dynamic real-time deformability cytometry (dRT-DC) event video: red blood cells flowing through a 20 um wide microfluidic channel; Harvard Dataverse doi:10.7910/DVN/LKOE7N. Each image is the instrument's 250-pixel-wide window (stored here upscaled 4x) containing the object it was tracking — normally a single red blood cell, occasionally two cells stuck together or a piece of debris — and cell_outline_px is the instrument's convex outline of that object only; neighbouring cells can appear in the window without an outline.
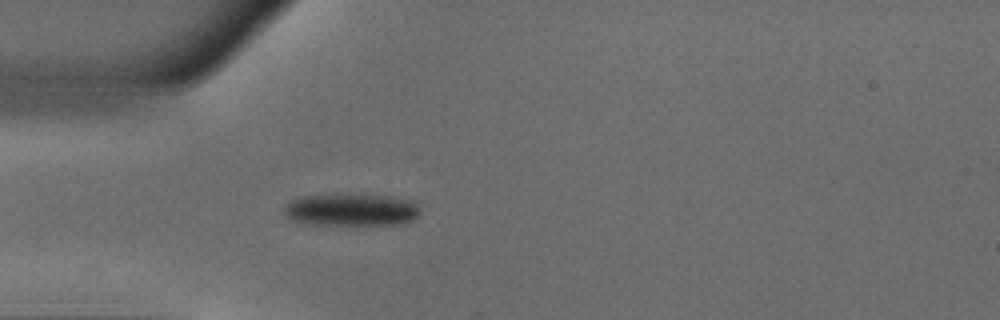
{"species": "common noctule bat (a hibernating species)", "species_latin": "Nyctalus noctula", "temperature_condition": "warm", "stored_images_in_passage": 51, "camera_frame_rate_fps": 3000, "um_per_image_px": 0.085, "animal": {"sex": "male", "body_mass_g": 18.8}, "frame": {"image": 1, "passage_image": 14, "time_ms": 4.333, "image_size_px": [1000, 320], "cell_outline_px": [[420, 212], [412, 220], [404, 224], [304, 224], [292, 220], [284, 216], [284, 208], [292, 200], [304, 196], [388, 196], [416, 200], [420, 204]], "centroid_in_image_um": [29.93, 17.86], "position_along_channel_um": 55.1, "area_um2": 25.2}}
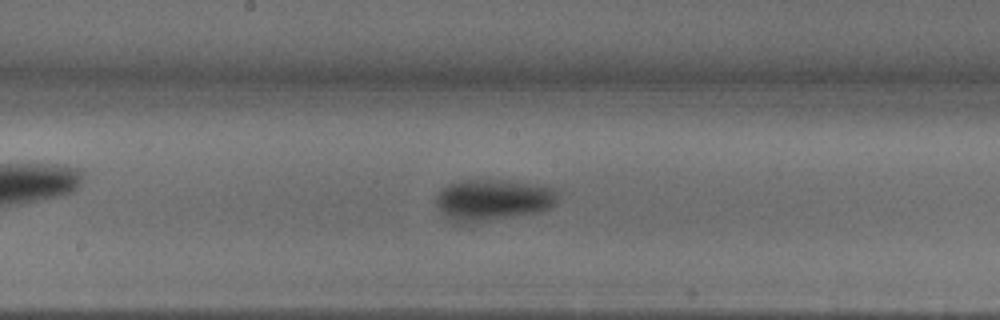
{"frame": {"image": 2, "passage_image": 26, "time_ms": 8.333, "image_size_px": [1000, 320], "cell_outline_px": [[556, 204], [552, 208], [540, 212], [464, 224], [460, 224], [452, 220], [440, 212], [436, 204], [436, 192], [440, 188], [456, 180], [508, 180], [552, 188], [556, 192]], "centroid_in_image_um": [41.83, 16.99], "position_along_channel_um": 206.4, "area_um2": 29.54}}
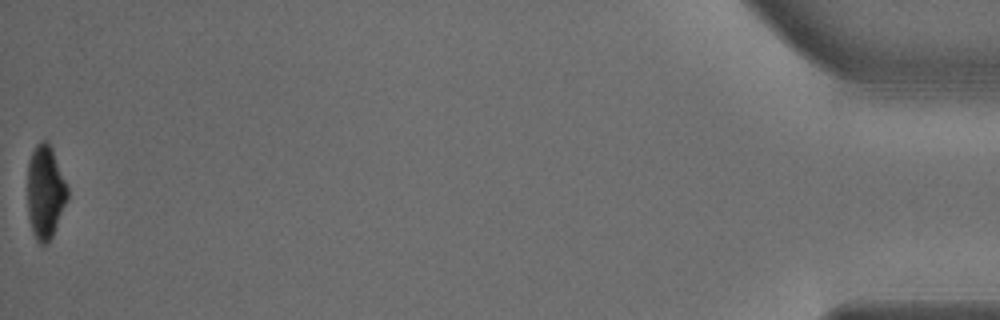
{"frame": {"image": 3, "passage_image": 51, "time_ms": 16.667, "image_size_px": [1000, 320], "cell_outline_px": [[68, 200], [52, 236], [48, 244], [44, 248], [36, 240], [32, 232], [28, 216], [28, 160], [36, 144], [40, 140], [48, 140], [52, 148], [68, 188]], "centroid_in_image_um": [3.85, 16.35], "position_along_channel_um": 431.4, "area_um2": 22.08}, "authors_computed_cell_mechanics": {"area_um2": 25.721, "velocity_mm_per_s": 3.8901, "shape_relaxation_time_tau1_ms": 3.1451, "shape_relaxation_time_tau2_ms": null, "deformation_change_tau1": 0.1471, "deformation_change_tau2": null}}